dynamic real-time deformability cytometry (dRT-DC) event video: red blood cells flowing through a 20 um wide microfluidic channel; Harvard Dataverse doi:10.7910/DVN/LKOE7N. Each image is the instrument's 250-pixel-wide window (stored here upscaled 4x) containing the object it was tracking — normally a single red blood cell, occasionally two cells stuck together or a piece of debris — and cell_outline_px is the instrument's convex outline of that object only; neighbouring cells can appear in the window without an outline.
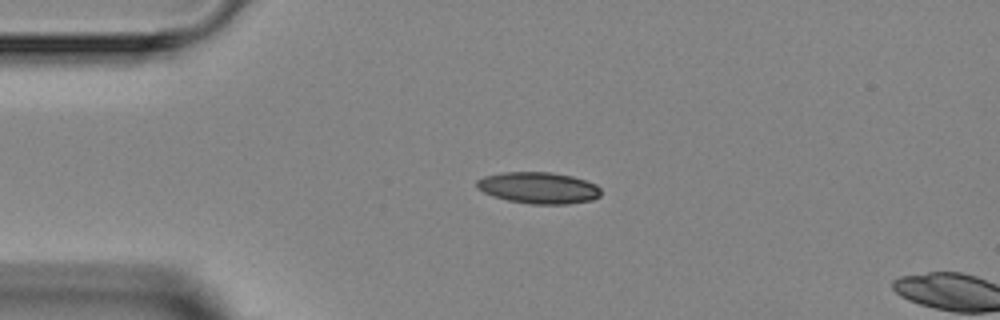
{"species": "Egyptian fruit bat (a non-hibernating species)", "species_latin": "Rousettus aegyptiacus", "temperature_condition": "room temperature", "stored_images_in_passage": 2, "camera_frame_rate_fps": 3000, "um_per_image_px": 0.085, "animal": {"sex": "female"}, "frame": {"image": 1, "passage_image": 1, "time_ms": 0.0, "image_size_px": [1000, 320], "cell_outline_px": [[600, 196], [592, 200], [568, 204], [532, 204], [508, 200], [492, 196], [476, 188], [476, 180], [484, 176], [504, 172], [552, 172], [572, 176], [596, 184], [600, 188]], "centroid_in_image_um": [45.77, 15.96], "position_along_channel_um": 39.2, "area_um2": 22.83}}